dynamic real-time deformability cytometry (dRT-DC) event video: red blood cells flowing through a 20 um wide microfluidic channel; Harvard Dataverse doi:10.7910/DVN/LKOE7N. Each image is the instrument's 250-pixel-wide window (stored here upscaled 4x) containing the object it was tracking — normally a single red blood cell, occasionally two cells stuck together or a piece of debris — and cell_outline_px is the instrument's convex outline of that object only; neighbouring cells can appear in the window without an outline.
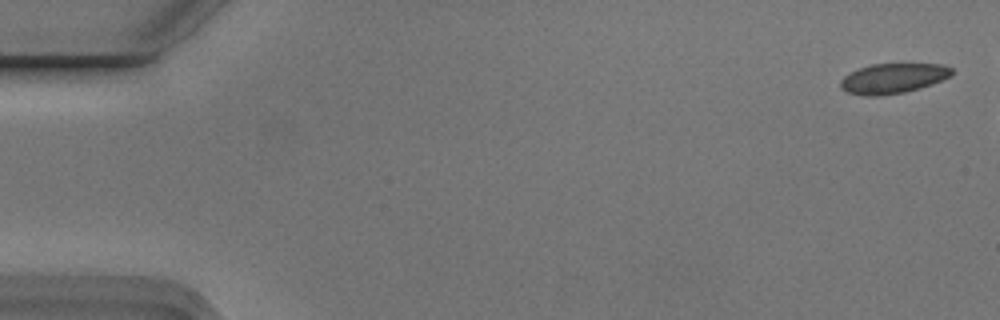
{"species": "Egyptian fruit bat (a non-hibernating species)", "species_latin": "Rousettus aegyptiacus", "temperature_condition": "cold", "stored_images_in_passage": 5, "camera_frame_rate_fps": 3000, "um_per_image_px": 0.085, "animal": {"sex": "male"}, "frame": {"image": 1, "passage_image": 1, "time_ms": 0.0, "image_size_px": [1000, 320], "cell_outline_px": [[952, 76], [932, 84], [920, 88], [904, 92], [880, 96], [864, 96], [848, 92], [840, 88], [840, 80], [844, 76], [860, 68], [872, 64], [940, 64], [952, 68]], "centroid_in_image_um": [75.91, 6.67], "position_along_channel_um": 9.1, "area_um2": 19.42}}